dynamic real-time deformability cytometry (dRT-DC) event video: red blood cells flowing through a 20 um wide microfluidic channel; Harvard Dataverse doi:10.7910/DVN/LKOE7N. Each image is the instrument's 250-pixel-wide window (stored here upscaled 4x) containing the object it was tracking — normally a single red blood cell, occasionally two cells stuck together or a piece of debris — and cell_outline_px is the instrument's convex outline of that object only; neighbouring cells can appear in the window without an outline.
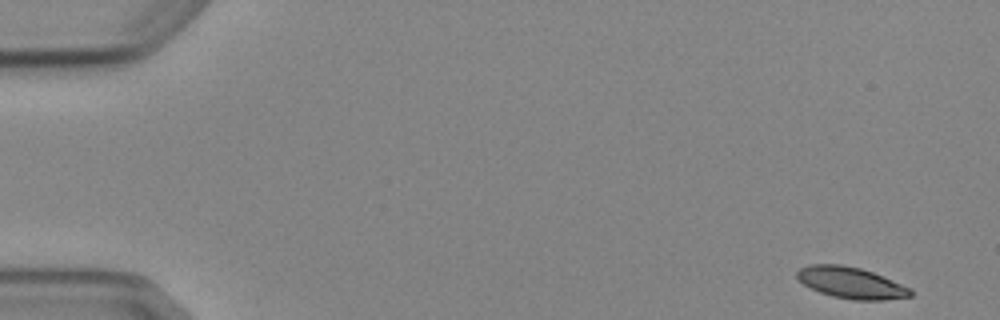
{"species": "Egyptian fruit bat (a non-hibernating species)", "species_latin": "Rousettus aegyptiacus", "temperature_condition": "cold", "stored_images_in_passage": 5, "segment_of_instrument_passage": [2, 2], "camera_frame_rate_fps": 3000, "um_per_image_px": 0.085, "animal": {"sex": "female"}, "frame": {"image": 1, "passage_image": 5, "time_ms": 5.667, "image_size_px": [1000, 320], "cell_outline_px": [[912, 296], [884, 300], [856, 300], [832, 296], [820, 292], [804, 284], [796, 276], [796, 272], [800, 268], [808, 264], [840, 264], [860, 268], [872, 272], [912, 288]], "centroid_in_image_um": [72.34, 24.03], "position_along_channel_um": 12.7, "area_um2": 20.63}}